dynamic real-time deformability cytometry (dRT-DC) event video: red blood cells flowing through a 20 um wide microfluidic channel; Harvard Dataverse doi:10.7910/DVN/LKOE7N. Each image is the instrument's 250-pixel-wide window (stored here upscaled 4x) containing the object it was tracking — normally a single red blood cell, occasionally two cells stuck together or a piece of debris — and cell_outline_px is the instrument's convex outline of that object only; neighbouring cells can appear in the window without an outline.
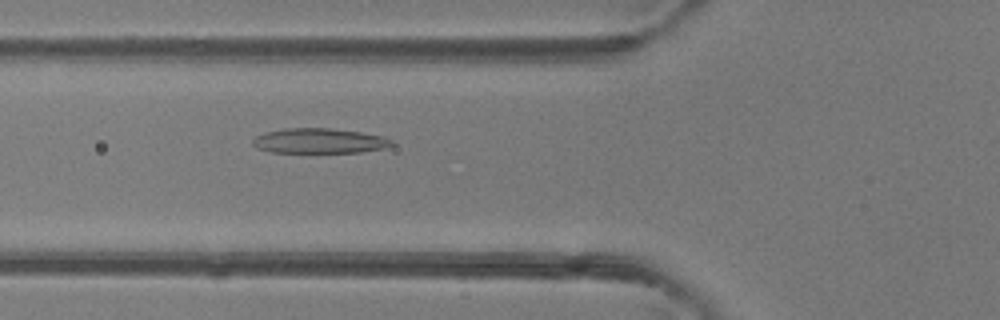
{"species": "common noctule bat (a hibernating species)", "species_latin": "Nyctalus noctula", "temperature_condition": "room temperature", "stored_images_in_passage": 38, "camera_frame_rate_fps": 3000, "um_per_image_px": 0.085, "animal": {"sex": "female"}, "frame": {"image": 1, "passage_image": 8, "time_ms": 2.333, "image_size_px": [1000, 320], "cell_outline_px": [[396, 144], [388, 148], [360, 152], [272, 152], [256, 148], [252, 144], [252, 140], [256, 136], [268, 132], [284, 128], [328, 128], [360, 132], [384, 136], [392, 140]], "centroid_in_image_um": [27.19, 11.97], "position_along_channel_um": 98.6, "area_um2": 20.29}}
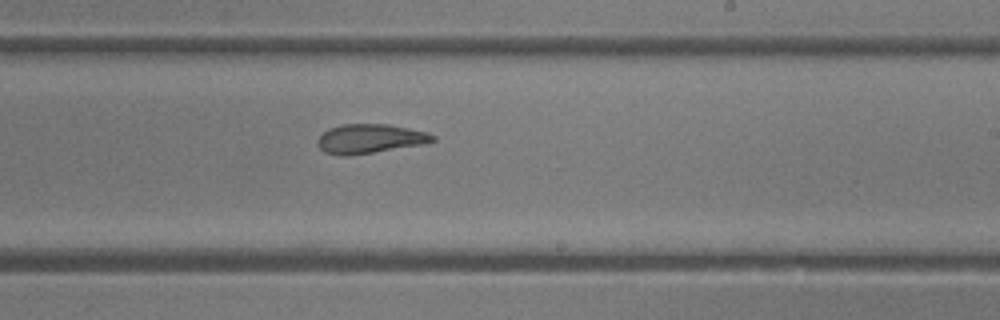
{"frame": {"image": 2, "passage_image": 19, "time_ms": 6.0, "image_size_px": [1000, 320], "cell_outline_px": [[436, 140], [420, 144], [348, 156], [340, 156], [324, 152], [316, 144], [316, 140], [328, 128], [340, 124], [388, 124], [428, 132], [436, 136]], "centroid_in_image_um": [31.39, 11.78], "position_along_channel_um": 257.6, "area_um2": 19.54}}
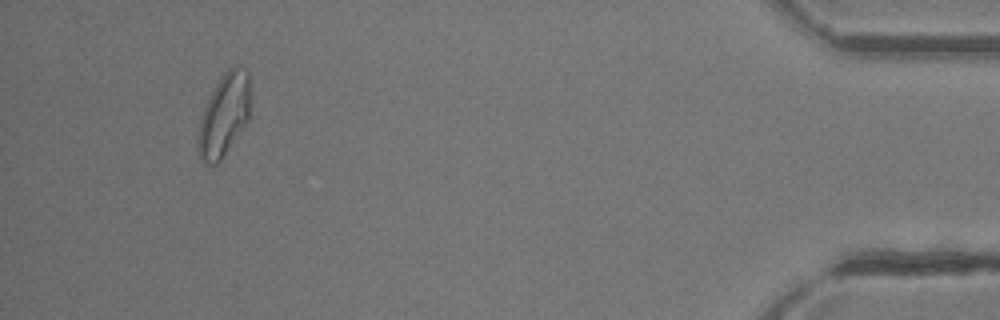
{"frame": {"image": 3, "passage_image": 35, "time_ms": 11.333, "image_size_px": [1000, 320], "cell_outline_px": [[248, 120], [220, 160], [216, 164], [208, 164], [200, 156], [196, 140], [200, 120], [204, 108], [216, 84], [224, 72], [232, 64], [236, 64], [248, 72]], "centroid_in_image_um": [19.02, 9.75], "position_along_channel_um": 416.2, "area_um2": 24.45}, "authors_computed_cell_mechanics": {"area_um2": 20.8369, "velocity_mm_per_s": 4.323, "shape_relaxation_time_tau1_ms": 6.4414, "shape_relaxation_time_tau2_ms": 2.7254, "deformation_change_tau1": 0.2126, "deformation_change_tau2": 0.1011}}